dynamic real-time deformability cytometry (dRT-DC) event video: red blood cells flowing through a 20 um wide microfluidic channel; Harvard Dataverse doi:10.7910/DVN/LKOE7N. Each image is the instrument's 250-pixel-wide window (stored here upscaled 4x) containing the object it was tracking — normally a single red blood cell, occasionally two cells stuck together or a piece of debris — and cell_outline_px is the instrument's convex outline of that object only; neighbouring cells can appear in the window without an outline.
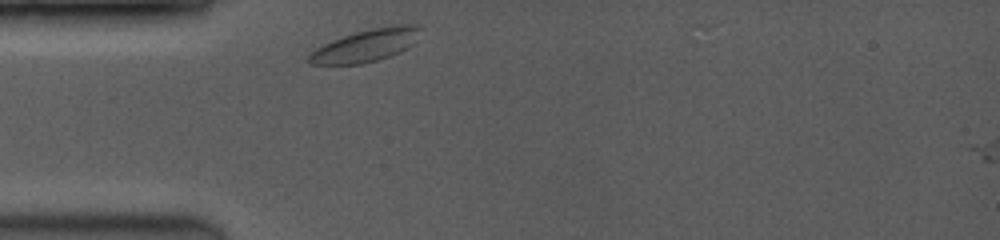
{"species": "common noctule bat (a hibernating species)", "species_latin": "Nyctalus noctula", "temperature_condition": "room temperature", "stored_images_in_passage": 2, "camera_frame_rate_fps": 3500, "um_per_image_px": 0.085, "animal": {"sex": "female", "body_mass_g": 19.0, "forearm_length_mm": 53.3}, "frame": {"image": 1, "passage_image": 1, "time_ms": 0.0, "image_size_px": [1000, 240], "cell_outline_px": [[420, 28], [412, 44], [408, 48], [400, 52], [376, 60], [360, 64], [308, 64], [304, 60], [316, 48], [332, 40], [356, 32], [372, 28], [396, 24], [420, 24]], "centroid_in_image_um": [31.07, 3.86], "position_along_channel_um": 53.9, "area_um2": 20.87}}